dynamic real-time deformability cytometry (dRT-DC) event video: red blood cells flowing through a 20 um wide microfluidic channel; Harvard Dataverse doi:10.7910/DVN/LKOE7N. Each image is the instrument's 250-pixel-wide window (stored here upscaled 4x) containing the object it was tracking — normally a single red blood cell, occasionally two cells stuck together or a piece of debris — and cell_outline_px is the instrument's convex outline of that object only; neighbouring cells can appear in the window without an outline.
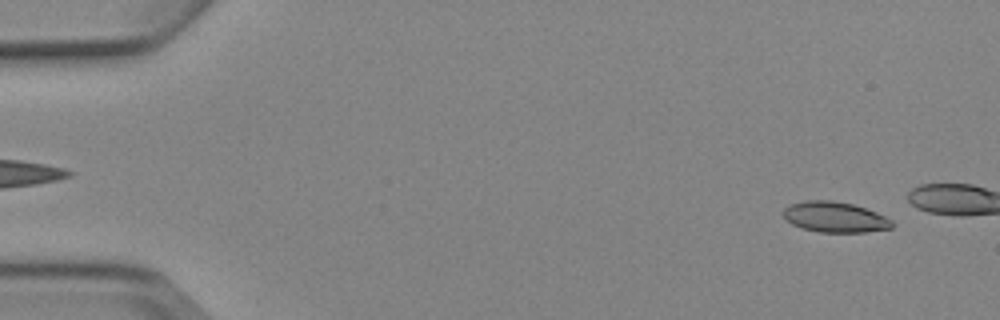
{"species": "Egyptian fruit bat (a non-hibernating species)", "species_latin": "Rousettus aegyptiacus", "temperature_condition": "cold", "stored_images_in_passage": 6, "camera_frame_rate_fps": 3000, "um_per_image_px": 0.085, "animal": {"sex": "female"}, "frame": {"image": 1, "passage_image": 1, "time_ms": 0.0, "image_size_px": [1000, 320], "cell_outline_px": [[896, 224], [892, 228], [864, 232], [820, 232], [800, 228], [792, 224], [784, 216], [784, 208], [788, 204], [804, 200], [832, 200], [852, 204], [876, 212], [892, 220]], "centroid_in_image_um": [70.96, 18.45], "position_along_channel_um": 14.0, "area_um2": 19.42}}
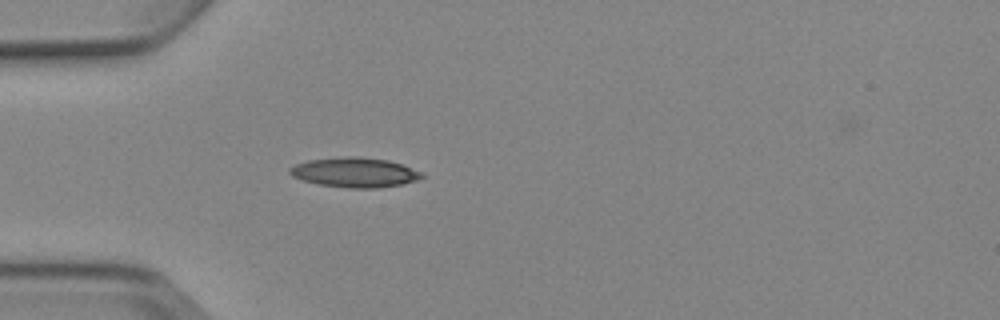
{"frame": {"image": 2, "passage_image": 5, "time_ms": 5.667, "image_size_px": [1000, 320], "cell_outline_px": [[424, 176], [416, 180], [400, 184], [376, 188], [348, 188], [320, 184], [304, 180], [292, 176], [288, 172], [288, 168], [296, 164], [308, 160], [344, 156], [360, 156], [388, 160], [400, 164], [420, 172]], "centroid_in_image_um": [30.1, 14.64], "position_along_channel_um": 54.9, "area_um2": 22.66}}